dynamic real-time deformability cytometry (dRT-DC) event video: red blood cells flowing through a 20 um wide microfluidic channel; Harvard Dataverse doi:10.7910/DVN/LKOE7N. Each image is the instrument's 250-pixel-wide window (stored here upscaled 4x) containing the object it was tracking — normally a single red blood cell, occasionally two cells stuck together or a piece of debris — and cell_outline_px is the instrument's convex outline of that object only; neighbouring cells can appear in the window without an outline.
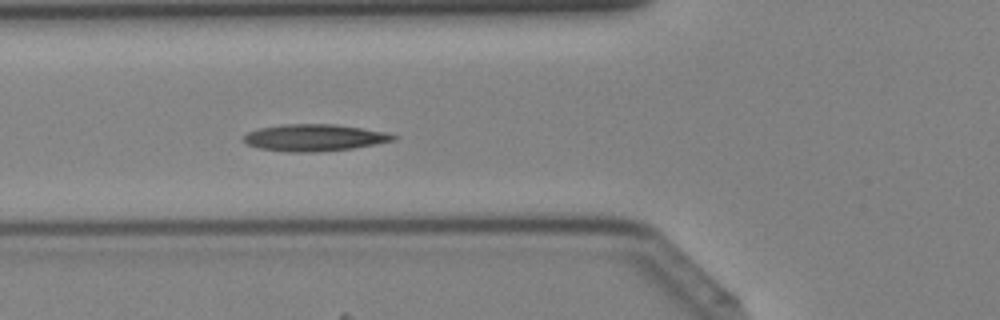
{"species": "Egyptian fruit bat (a non-hibernating species)", "species_latin": "Rousettus aegyptiacus", "temperature_condition": "cold", "stored_images_in_passage": 42, "camera_frame_rate_fps": 3000, "um_per_image_px": 0.085, "animal": {"sex": "female"}, "frame": {"image": 1, "passage_image": 15, "time_ms": 4.667, "image_size_px": [1000, 320], "cell_outline_px": [[396, 140], [376, 144], [352, 148], [316, 152], [288, 152], [260, 148], [248, 144], [244, 140], [244, 136], [248, 132], [260, 128], [284, 124], [336, 124], [384, 132], [396, 136]], "centroid_in_image_um": [26.72, 11.7], "position_along_channel_um": 99.1, "area_um2": 23.12}}
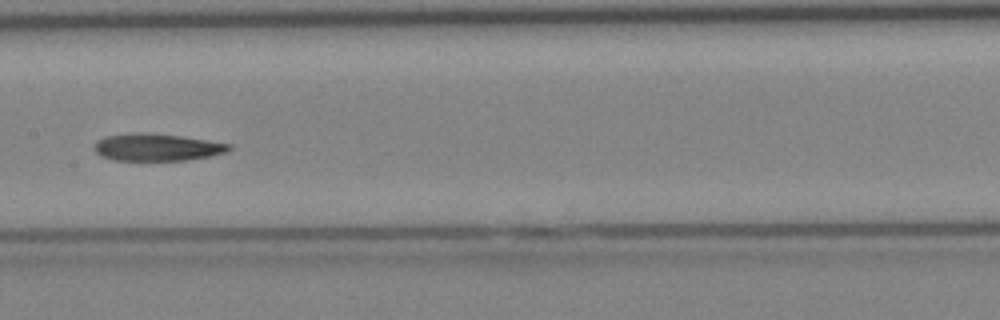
{"frame": {"image": 2, "passage_image": 21, "time_ms": 6.667, "image_size_px": [1000, 320], "cell_outline_px": [[232, 148], [228, 152], [212, 156], [184, 160], [112, 160], [100, 156], [92, 148], [92, 144], [96, 140], [104, 136], [140, 132], [180, 136], [232, 144]], "centroid_in_image_um": [13.3, 12.52], "position_along_channel_um": 194.1, "area_um2": 21.56}}
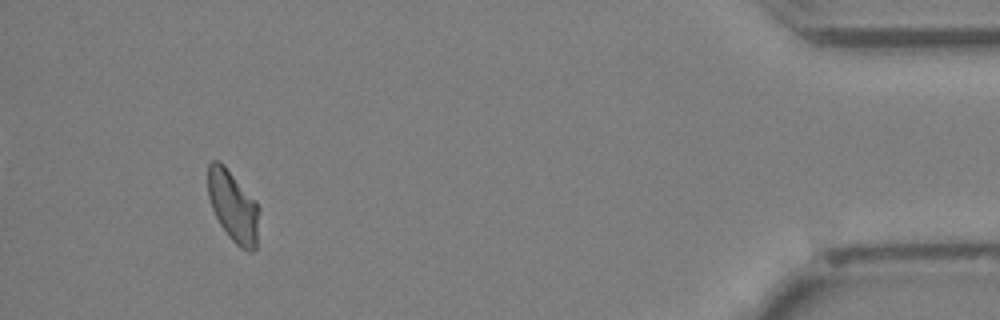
{"frame": {"image": 3, "passage_image": 39, "time_ms": 12.667, "image_size_px": [1000, 320], "cell_outline_px": [[260, 208], [256, 248], [252, 252], [248, 252], [240, 248], [228, 236], [220, 224], [212, 208], [208, 196], [208, 164], [212, 160], [216, 160], [224, 164], [256, 200]], "centroid_in_image_um": [19.84, 17.54], "position_along_channel_um": 415.4, "area_um2": 21.5}}